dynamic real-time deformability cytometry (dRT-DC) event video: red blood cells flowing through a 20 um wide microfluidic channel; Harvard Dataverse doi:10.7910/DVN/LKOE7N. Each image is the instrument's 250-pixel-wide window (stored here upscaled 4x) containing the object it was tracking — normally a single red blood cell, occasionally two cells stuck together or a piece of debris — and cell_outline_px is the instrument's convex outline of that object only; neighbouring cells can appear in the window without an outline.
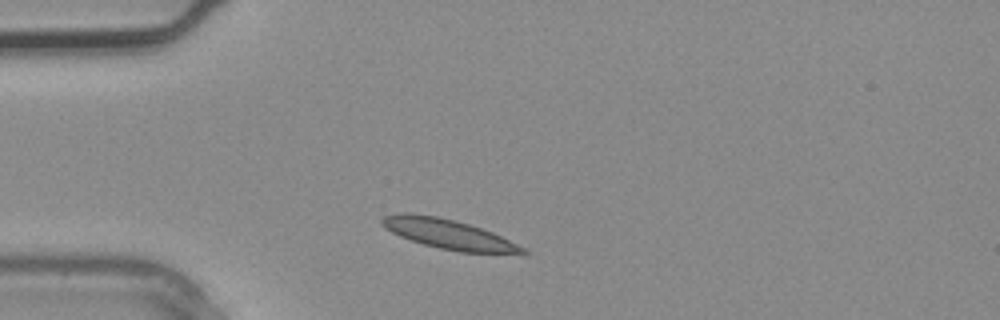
{"species": "common noctule bat (a hibernating species)", "species_latin": "Nyctalus noctula", "temperature_condition": "warm", "stored_images_in_passage": 1, "camera_frame_rate_fps": 3000, "um_per_image_px": 0.085, "animal": {"sex": "male", "body_mass_g": 20.4}, "frame": {"image": 1, "passage_image": 1, "time_ms": 0.0, "image_size_px": [1000, 320], "cell_outline_px": [[528, 252], [460, 252], [440, 248], [424, 244], [400, 236], [384, 228], [380, 224], [380, 220], [384, 216], [400, 212], [408, 212], [436, 216], [456, 220], [492, 232], [524, 248]], "centroid_in_image_um": [37.98, 19.86], "position_along_channel_um": 47.0, "area_um2": 23.76}}